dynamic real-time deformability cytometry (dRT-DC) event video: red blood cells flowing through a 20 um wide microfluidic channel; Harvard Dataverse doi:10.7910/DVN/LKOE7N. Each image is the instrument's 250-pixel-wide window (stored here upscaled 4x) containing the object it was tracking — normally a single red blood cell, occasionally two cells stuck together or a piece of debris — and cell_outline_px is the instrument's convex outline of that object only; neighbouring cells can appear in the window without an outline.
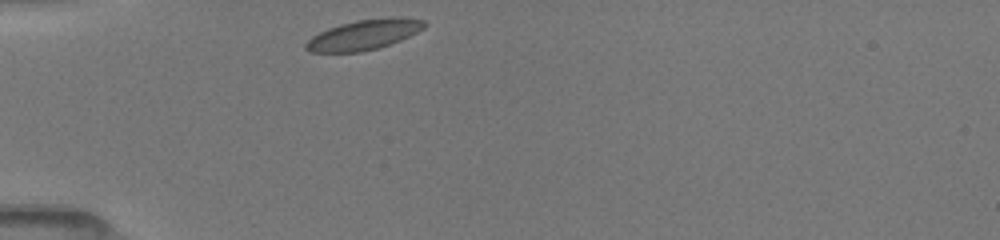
{"species": "common noctule bat (a hibernating species)", "species_latin": "Nyctalus noctula", "temperature_condition": "room temperature", "stored_images_in_passage": 31, "camera_frame_rate_fps": 3000, "um_per_image_px": 0.085, "animal": {"sex": "female", "body_mass_g": 19.5, "forearm_length_mm": 54.1}, "frame": {"image": 1, "passage_image": 1, "time_ms": 0.0, "image_size_px": [1000, 240], "cell_outline_px": [[428, 24], [424, 28], [400, 40], [376, 48], [360, 52], [312, 52], [304, 48], [304, 44], [312, 36], [328, 28], [340, 24], [356, 20], [392, 16], [424, 20]], "centroid_in_image_um": [30.92, 2.94], "position_along_channel_um": 54.1, "area_um2": 20.69}}
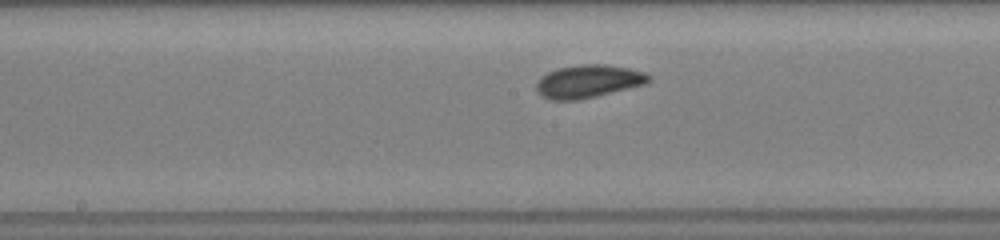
{"frame": {"image": 2, "passage_image": 13, "time_ms": 4.0, "image_size_px": [1000, 240], "cell_outline_px": [[652, 80], [648, 84], [596, 96], [576, 100], [548, 100], [540, 96], [536, 92], [536, 84], [540, 76], [556, 68], [580, 64], [608, 64], [628, 68], [644, 72], [652, 76]], "centroid_in_image_um": [50.0, 6.91], "position_along_channel_um": 198.2, "area_um2": 22.02}}
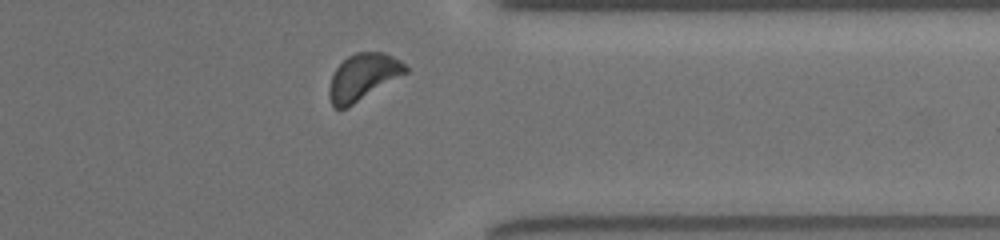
{"frame": {"image": 3, "passage_image": 27, "time_ms": 8.667, "image_size_px": [1000, 240], "cell_outline_px": [[408, 72], [352, 104], [344, 108], [336, 108], [332, 104], [328, 96], [328, 88], [332, 76], [336, 68], [348, 56], [356, 52], [384, 52], [400, 60], [408, 68]], "centroid_in_image_um": [30.85, 6.52], "position_along_channel_um": 380.6, "area_um2": 20.29}, "authors_computed_cell_mechanics": {"area_um2": 20.2878, "velocity_mm_per_s": 3.9864, "shape_relaxation_time_tau1_ms": 1.848, "shape_relaxation_time_tau2_ms": 1.5327, "deformation_change_tau1": 0.0567, "deformation_change_tau2": 0.0653}}